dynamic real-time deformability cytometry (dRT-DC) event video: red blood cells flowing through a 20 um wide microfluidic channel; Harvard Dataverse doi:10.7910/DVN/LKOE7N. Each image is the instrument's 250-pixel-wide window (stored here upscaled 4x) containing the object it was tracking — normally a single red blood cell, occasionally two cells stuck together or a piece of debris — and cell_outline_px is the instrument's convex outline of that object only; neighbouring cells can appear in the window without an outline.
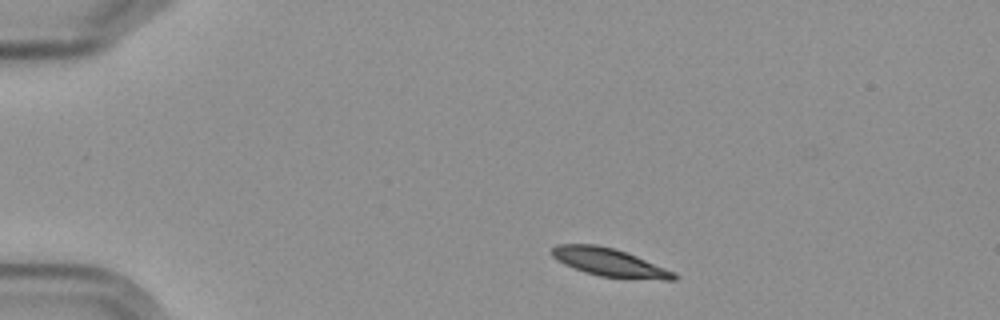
{"species": "Egyptian fruit bat (a non-hibernating species)", "species_latin": "Rousettus aegyptiacus", "temperature_condition": "cold", "stored_images_in_passage": 3, "camera_frame_rate_fps": 3000, "um_per_image_px": 0.085, "frame": {"image": 1, "passage_image": 1, "time_ms": 0.0, "image_size_px": [1000, 320], "cell_outline_px": [[680, 276], [676, 280], [664, 280], [600, 276], [584, 272], [572, 268], [556, 260], [552, 256], [552, 248], [556, 244], [596, 244], [616, 248], [676, 272]], "centroid_in_image_um": [51.81, 22.3], "position_along_channel_um": 33.2, "area_um2": 20.11}}